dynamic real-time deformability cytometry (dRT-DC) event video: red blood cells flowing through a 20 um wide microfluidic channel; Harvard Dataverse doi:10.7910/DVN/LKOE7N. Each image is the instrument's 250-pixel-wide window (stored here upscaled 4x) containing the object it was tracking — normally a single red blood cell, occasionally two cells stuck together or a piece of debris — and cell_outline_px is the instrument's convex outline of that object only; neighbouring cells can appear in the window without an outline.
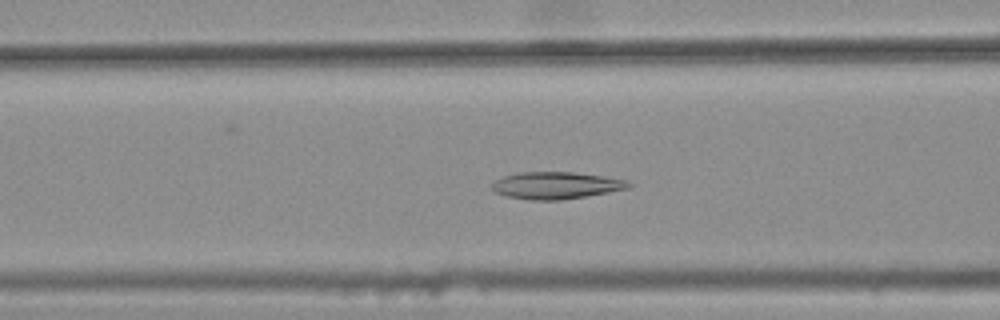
{"species": "common noctule bat (a hibernating species)", "species_latin": "Nyctalus noctula", "temperature_condition": "warm", "stored_images_in_passage": 34, "camera_frame_rate_fps": 3000, "um_per_image_px": 0.085, "animal": {"sex": "female", "body_mass_g": 25.1}, "frame": {"image": 1, "passage_image": 10, "time_ms": 3.0, "image_size_px": [1000, 320], "cell_outline_px": [[632, 184], [628, 188], [584, 196], [560, 200], [528, 200], [508, 196], [496, 192], [492, 188], [492, 184], [496, 180], [504, 176], [516, 172], [576, 172], [604, 176], [628, 180]], "centroid_in_image_um": [47.26, 15.75], "position_along_channel_um": 119.3, "area_um2": 21.39}}
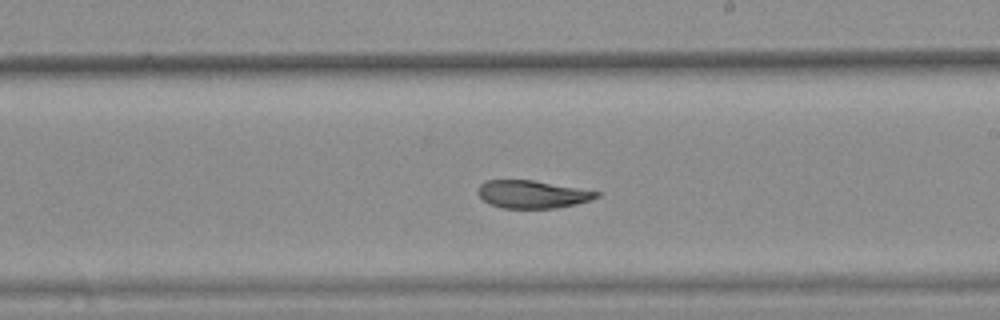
{"frame": {"image": 2, "passage_image": 20, "time_ms": 6.333, "image_size_px": [1000, 320], "cell_outline_px": [[600, 196], [592, 200], [576, 204], [552, 208], [500, 208], [488, 204], [476, 192], [480, 184], [488, 180], [532, 180], [600, 192]], "centroid_in_image_um": [45.22, 16.52], "position_along_channel_um": 243.8, "area_um2": 19.13}}
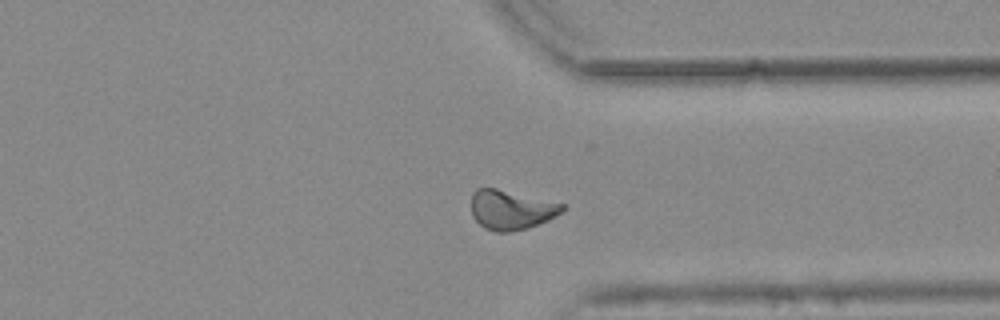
{"frame": {"image": 3, "passage_image": 30, "time_ms": 9.667, "image_size_px": [1000, 320], "cell_outline_px": [[564, 208], [560, 212], [548, 220], [528, 228], [508, 232], [496, 232], [484, 228], [472, 216], [472, 192], [476, 188], [496, 188], [564, 204]], "centroid_in_image_um": [43.4, 17.84], "position_along_channel_um": 368.0, "area_um2": 20.75}, "authors_computed_cell_mechanics": {"area_um2": 20.519, "velocity_mm_per_s": 3.7511, "shape_relaxation_time_tau1_ms": null, "shape_relaxation_time_tau2_ms": 3.1396, "deformation_change_tau1": null, "deformation_change_tau2": 0.0758}}